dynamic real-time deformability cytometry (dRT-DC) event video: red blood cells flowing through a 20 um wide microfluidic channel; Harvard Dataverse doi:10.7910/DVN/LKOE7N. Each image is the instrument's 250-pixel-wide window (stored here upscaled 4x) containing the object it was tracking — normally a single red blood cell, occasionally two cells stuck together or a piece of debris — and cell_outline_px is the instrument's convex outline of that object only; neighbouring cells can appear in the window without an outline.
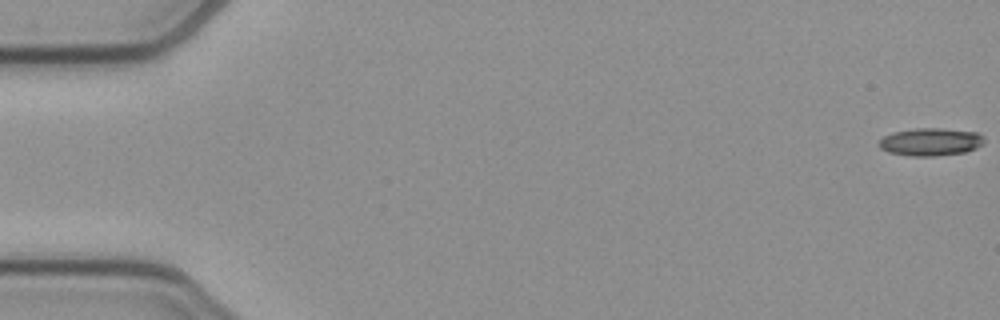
{"species": "common noctule bat (a hibernating species)", "species_latin": "Nyctalus noctula", "temperature_condition": "cold", "stored_images_in_passage": 53, "camera_frame_rate_fps": 3000, "um_per_image_px": 0.085, "animal": {"sex": "female", "body_mass_g": 21.9}, "frame": {"image": 1, "passage_image": 1, "time_ms": 0.0, "image_size_px": [1000, 320], "cell_outline_px": [[984, 144], [976, 148], [964, 152], [936, 156], [912, 156], [888, 152], [880, 148], [880, 140], [884, 136], [892, 132], [916, 128], [940, 128], [976, 132], [984, 136]], "centroid_in_image_um": [79.12, 12.05], "position_along_channel_um": 5.9, "area_um2": 16.99}}
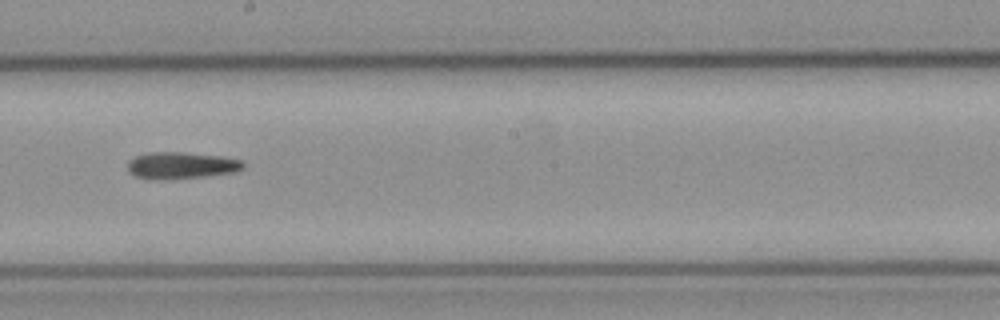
{"frame": {"image": 2, "passage_image": 30, "time_ms": 9.667, "image_size_px": [1000, 320], "cell_outline_px": [[244, 168], [236, 172], [204, 176], [164, 180], [148, 180], [132, 176], [128, 172], [128, 160], [136, 156], [148, 152], [184, 152], [220, 156], [240, 160], [244, 164]], "centroid_in_image_um": [15.33, 14.07], "position_along_channel_um": 232.9, "area_um2": 18.32}}
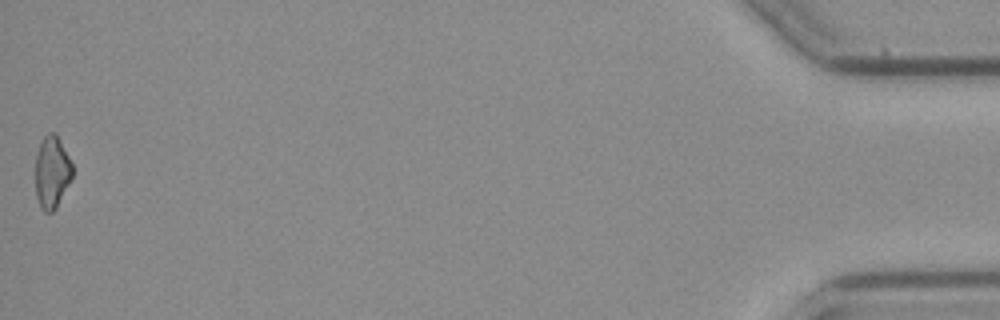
{"frame": {"image": 3, "passage_image": 53, "time_ms": 17.333, "image_size_px": [1000, 320], "cell_outline_px": [[72, 176], [56, 208], [52, 212], [44, 212], [40, 208], [36, 196], [36, 156], [40, 144], [44, 136], [48, 132], [56, 132], [72, 164]], "centroid_in_image_um": [4.4, 14.63], "position_along_channel_um": 430.8, "area_um2": 15.43}}